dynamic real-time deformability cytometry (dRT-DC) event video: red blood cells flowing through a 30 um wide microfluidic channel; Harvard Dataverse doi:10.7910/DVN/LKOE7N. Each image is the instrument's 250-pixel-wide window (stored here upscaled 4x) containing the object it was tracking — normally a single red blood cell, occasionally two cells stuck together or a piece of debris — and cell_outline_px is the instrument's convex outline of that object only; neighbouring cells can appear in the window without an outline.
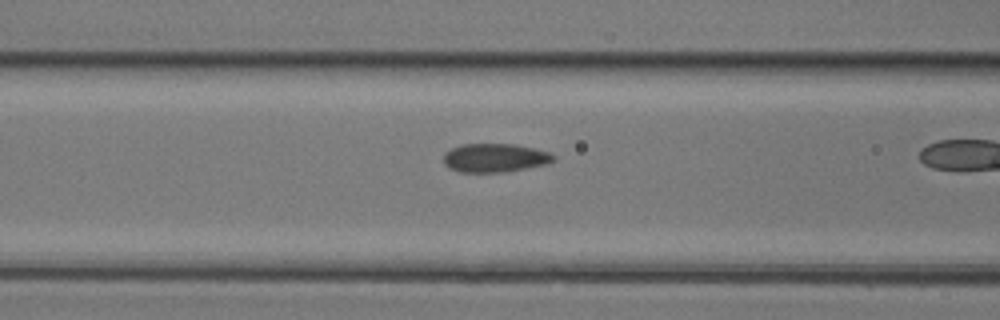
{"species": "common noctule bat (a hibernating species)", "species_latin": "Nyctalus noctula", "temperature_condition": "room temperature", "stored_images_in_passage": 32, "camera_frame_rate_fps": 3000, "um_per_image_px": 0.085, "animal": {"sex": "female", "body_mass_g": 17.0, "forearm_length_mm": 48.0}, "frame": {"image": 1, "passage_image": 15, "time_ms": 4.667, "image_size_px": [1000, 320], "cell_outline_px": [[556, 160], [548, 164], [504, 172], [460, 172], [448, 168], [444, 164], [444, 152], [460, 144], [516, 144], [536, 148], [548, 152], [556, 156]], "centroid_in_image_um": [42.08, 13.41], "position_along_channel_um": 124.5, "area_um2": 18.61}}
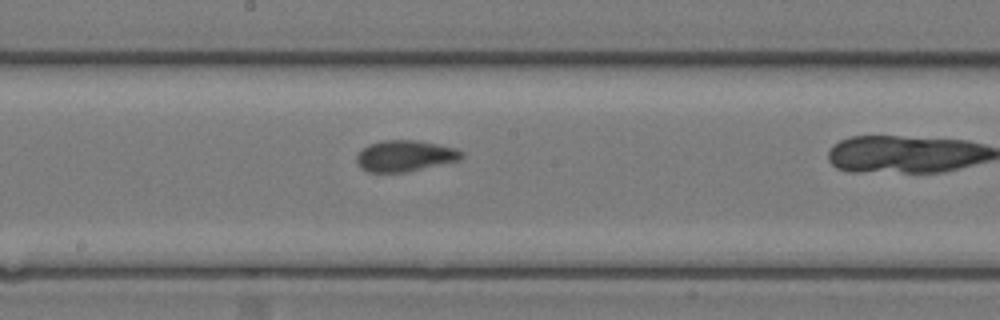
{"frame": {"image": 2, "passage_image": 21, "time_ms": 6.667, "image_size_px": [1000, 320], "cell_outline_px": [[464, 156], [460, 160], [404, 172], [368, 172], [360, 168], [356, 164], [356, 156], [368, 144], [384, 140], [416, 140], [456, 148], [464, 152]], "centroid_in_image_um": [34.41, 13.25], "position_along_channel_um": 213.8, "area_um2": 19.02}}
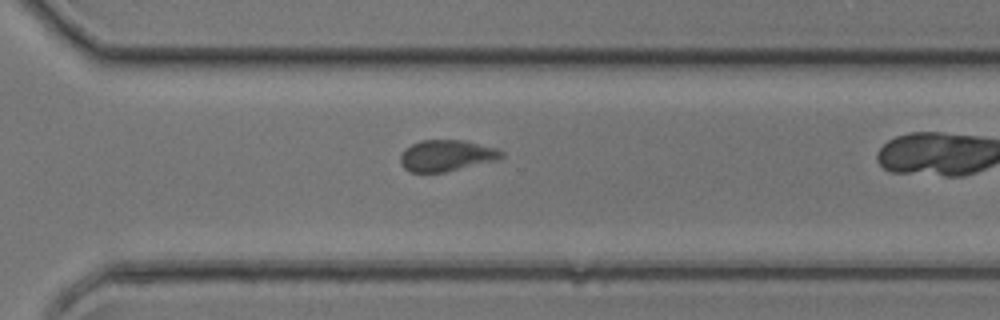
{"frame": {"image": 3, "passage_image": 29, "time_ms": 9.333, "image_size_px": [1000, 320], "cell_outline_px": [[504, 156], [496, 160], [444, 172], [408, 172], [400, 164], [400, 156], [404, 148], [420, 140], [464, 140], [496, 148], [504, 152]], "centroid_in_image_um": [37.92, 13.22], "position_along_channel_um": 332.7, "area_um2": 18.44}}